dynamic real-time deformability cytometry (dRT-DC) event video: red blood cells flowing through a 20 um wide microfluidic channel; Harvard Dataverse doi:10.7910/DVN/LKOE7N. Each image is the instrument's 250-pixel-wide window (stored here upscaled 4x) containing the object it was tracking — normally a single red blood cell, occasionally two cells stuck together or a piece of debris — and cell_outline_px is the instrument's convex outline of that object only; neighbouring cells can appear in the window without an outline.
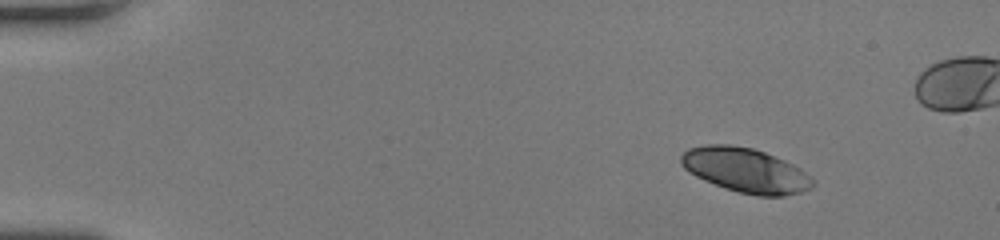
{"species": "human", "species_latin": "Homo sapiens", "temperature_condition": "room temperature", "stored_images_in_passage": 42, "camera_frame_rate_fps": 3000, "um_per_image_px": 0.085, "donor": {"sex": "female"}, "frame": {"image": 1, "passage_image": 1, "time_ms": 0.0, "image_size_px": [1000, 240], "cell_outline_px": [[816, 184], [812, 188], [800, 192], [784, 196], [756, 196], [724, 188], [704, 180], [688, 172], [680, 164], [680, 156], [688, 148], [704, 144], [732, 144], [752, 148], [764, 152], [784, 160], [800, 168], [812, 176], [816, 180]], "centroid_in_image_um": [63.38, 14.47], "position_along_channel_um": 21.6, "area_um2": 34.51}}
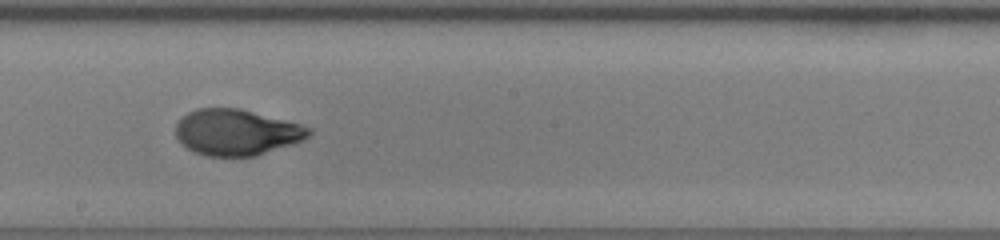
{"frame": {"image": 2, "passage_image": 23, "time_ms": 7.333, "image_size_px": [1000, 240], "cell_outline_px": [[312, 132], [304, 140], [256, 156], [208, 156], [196, 152], [180, 144], [176, 136], [176, 124], [188, 112], [196, 108], [240, 108], [300, 124], [312, 128]], "centroid_in_image_um": [20.11, 11.24], "position_along_channel_um": 228.1, "area_um2": 35.66}}
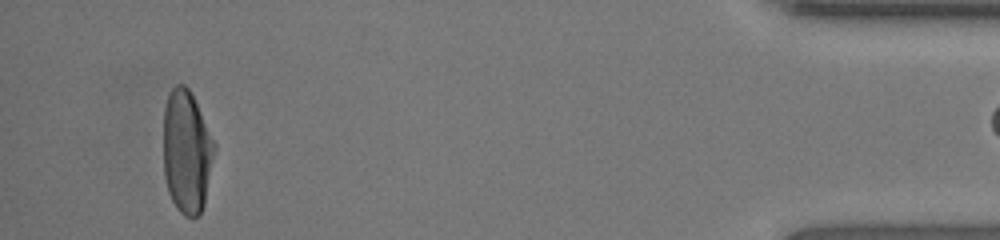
{"frame": {"image": 3, "passage_image": 41, "time_ms": 13.333, "image_size_px": [1000, 240], "cell_outline_px": [[216, 148], [204, 204], [200, 212], [196, 216], [184, 216], [176, 208], [168, 192], [164, 176], [164, 108], [168, 92], [176, 84], [184, 84], [188, 88], [216, 144]], "centroid_in_image_um": [15.86, 12.9], "position_along_channel_um": 419.3, "area_um2": 36.53}}